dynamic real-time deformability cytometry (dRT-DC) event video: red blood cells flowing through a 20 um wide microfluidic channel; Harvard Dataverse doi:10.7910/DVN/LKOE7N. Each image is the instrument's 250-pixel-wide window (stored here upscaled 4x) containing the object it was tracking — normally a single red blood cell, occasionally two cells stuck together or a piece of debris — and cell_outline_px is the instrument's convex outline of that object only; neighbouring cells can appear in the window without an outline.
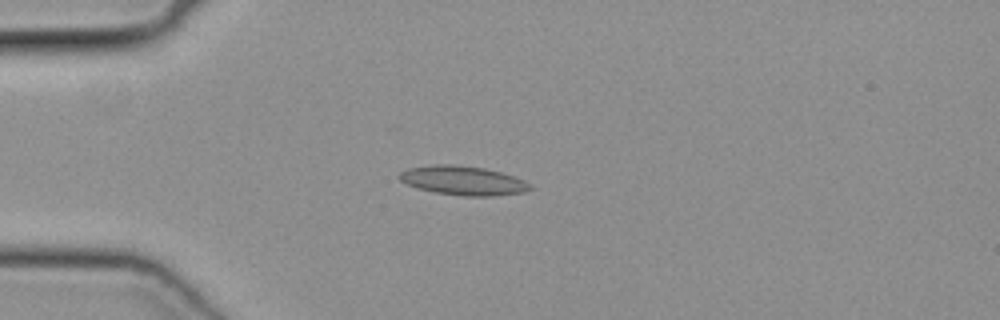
{"species": "common noctule bat (a hibernating species)", "species_latin": "Nyctalus noctula", "temperature_condition": "cold", "stored_images_in_passage": 49, "camera_frame_rate_fps": 3000, "um_per_image_px": 0.085, "animal": {"sex": "female", "body_mass_g": 19.3, "forearm_length_mm": 54.1}, "frame": {"image": 1, "passage_image": 13, "time_ms": 4.0, "image_size_px": [1000, 320], "cell_outline_px": [[532, 188], [524, 192], [492, 196], [464, 196], [432, 192], [416, 188], [400, 180], [396, 176], [400, 172], [408, 168], [436, 164], [452, 164], [484, 168], [500, 172], [524, 180], [532, 184]], "centroid_in_image_um": [39.33, 15.35], "position_along_channel_um": 45.7, "area_um2": 22.25}}
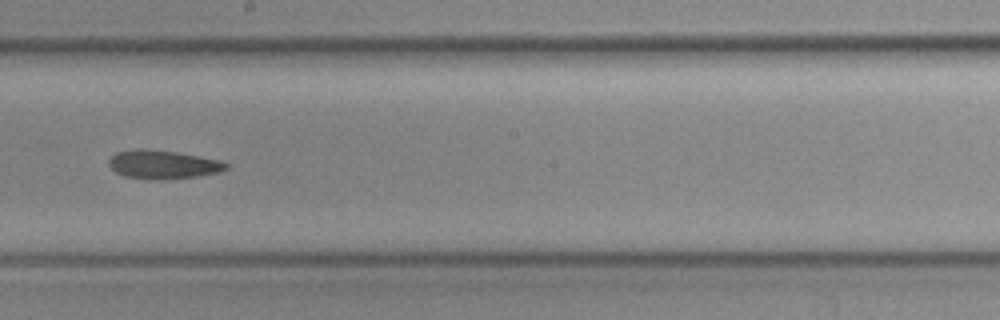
{"frame": {"image": 2, "passage_image": 28, "time_ms": 9.0, "image_size_px": [1000, 320], "cell_outline_px": [[228, 168], [220, 172], [200, 176], [164, 180], [152, 180], [124, 176], [116, 172], [108, 164], [108, 160], [116, 152], [140, 148], [176, 152], [220, 160], [228, 164]], "centroid_in_image_um": [13.86, 13.99], "position_along_channel_um": 234.3, "area_um2": 19.65}}
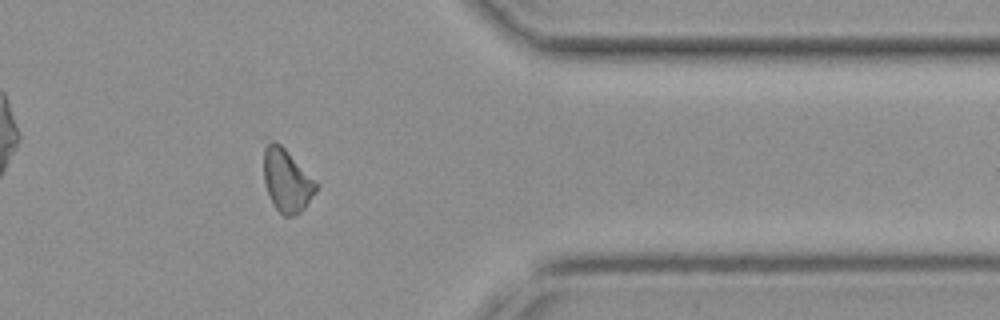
{"frame": {"image": 3, "passage_image": 40, "time_ms": 13.0, "image_size_px": [1000, 320], "cell_outline_px": [[320, 184], [316, 192], [304, 208], [296, 216], [284, 216], [276, 208], [264, 184], [264, 136], [280, 144]], "centroid_in_image_um": [24.38, 15.3], "position_along_channel_um": 387.0, "area_um2": 19.42}}